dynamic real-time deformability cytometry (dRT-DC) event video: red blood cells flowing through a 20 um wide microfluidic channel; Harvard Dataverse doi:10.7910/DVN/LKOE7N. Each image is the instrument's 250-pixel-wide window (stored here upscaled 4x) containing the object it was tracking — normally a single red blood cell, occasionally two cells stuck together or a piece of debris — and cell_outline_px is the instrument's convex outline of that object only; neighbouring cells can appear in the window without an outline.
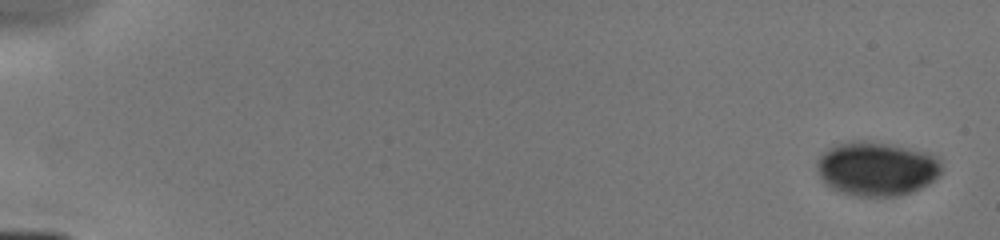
{"species": "human", "species_latin": "Homo sapiens", "temperature_condition": "cold", "stored_images_in_passage": 7, "camera_frame_rate_fps": 3000, "um_per_image_px": 0.085, "donor": {"sex": "male"}, "frame": {"image": 1, "passage_image": 1, "time_ms": 0.0, "image_size_px": [1000, 240], "cell_outline_px": [[944, 168], [928, 184], [912, 192], [900, 196], [852, 196], [836, 192], [824, 184], [816, 168], [816, 160], [828, 148], [852, 140], [860, 140], [884, 144], [928, 152], [936, 156], [940, 160]], "centroid_in_image_um": [74.48, 14.37], "position_along_channel_um": 10.5, "area_um2": 39.48}}
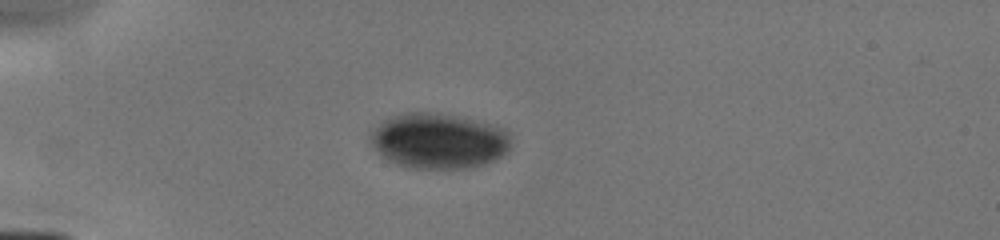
{"frame": {"image": 2, "passage_image": 6, "time_ms": 4.333, "image_size_px": [1000, 240], "cell_outline_px": [[508, 148], [500, 156], [484, 164], [464, 168], [408, 168], [396, 164], [380, 156], [368, 140], [368, 132], [380, 120], [404, 112], [440, 112], [496, 124], [504, 128], [508, 132]], "centroid_in_image_um": [37.18, 11.94], "position_along_channel_um": 47.8, "area_um2": 46.01}}